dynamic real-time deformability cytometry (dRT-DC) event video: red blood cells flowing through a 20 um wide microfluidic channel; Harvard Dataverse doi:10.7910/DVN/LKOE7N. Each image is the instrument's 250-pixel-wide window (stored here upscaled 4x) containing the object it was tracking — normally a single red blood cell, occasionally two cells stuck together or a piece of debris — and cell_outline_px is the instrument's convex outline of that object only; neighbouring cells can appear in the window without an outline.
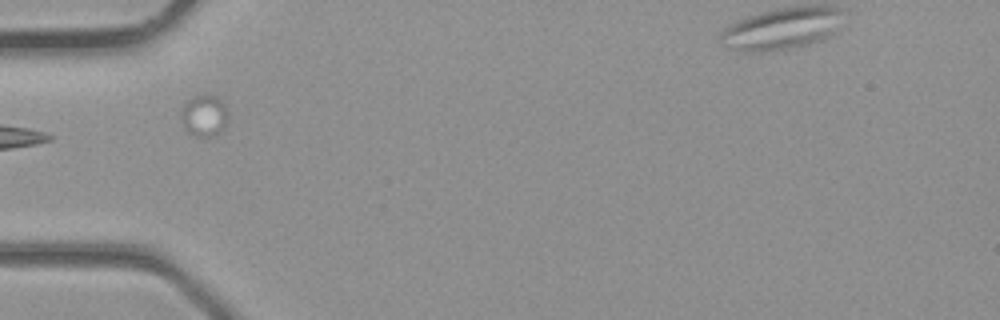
{"species": "common noctule bat (a hibernating species)", "species_latin": "Nyctalus noctula", "temperature_condition": "room temperature", "stored_images_in_passage": 1, "camera_frame_rate_fps": 3000, "um_per_image_px": 0.085, "animal": {"sex": "male", "body_mass_g": 23.1, "forearm_length_mm": 52.7}, "frame": {"image": 1, "passage_image": 1, "time_ms": 0.0, "image_size_px": [1000, 320], "cell_outline_px": [[228, 116], [220, 132], [212, 136], [196, 136], [188, 132], [184, 128], [180, 116], [180, 112], [184, 104], [192, 96], [204, 92], [216, 96], [224, 104]], "centroid_in_image_um": [17.31, 9.78], "position_along_channel_um": 67.7, "area_um2": 11.5}}